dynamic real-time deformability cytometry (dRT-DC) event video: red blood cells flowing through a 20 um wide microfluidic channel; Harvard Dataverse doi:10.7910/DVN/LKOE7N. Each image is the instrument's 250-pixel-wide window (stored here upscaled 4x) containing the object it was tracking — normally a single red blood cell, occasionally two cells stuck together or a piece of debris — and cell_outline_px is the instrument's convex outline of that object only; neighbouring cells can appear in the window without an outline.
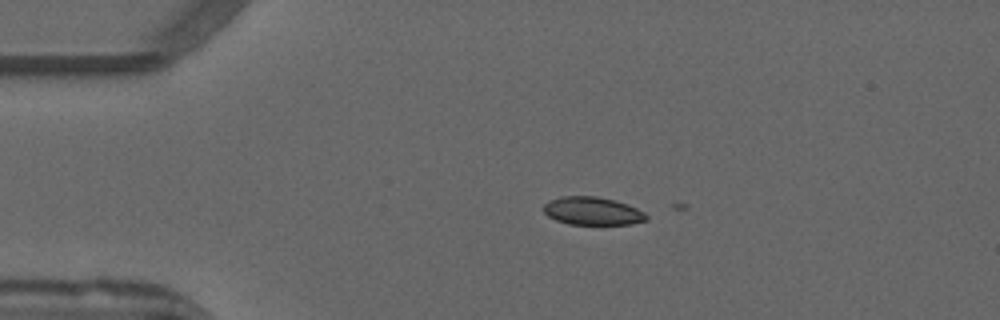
{"species": "common noctule bat (a hibernating species)", "species_latin": "Nyctalus noctula", "temperature_condition": "warm", "stored_images_in_passage": 2, "camera_frame_rate_fps": 3000, "um_per_image_px": 0.085, "animal": {"sex": "male", "forearm_length_mm": 52.5}, "frame": {"image": 1, "passage_image": 1, "time_ms": 0.0, "image_size_px": [1000, 320], "cell_outline_px": [[648, 220], [632, 224], [568, 224], [556, 220], [548, 216], [544, 212], [544, 204], [548, 200], [560, 196], [596, 196], [616, 200], [628, 204], [644, 212], [648, 216]], "centroid_in_image_um": [50.36, 17.93], "position_along_channel_um": 34.6, "area_um2": 16.94}}